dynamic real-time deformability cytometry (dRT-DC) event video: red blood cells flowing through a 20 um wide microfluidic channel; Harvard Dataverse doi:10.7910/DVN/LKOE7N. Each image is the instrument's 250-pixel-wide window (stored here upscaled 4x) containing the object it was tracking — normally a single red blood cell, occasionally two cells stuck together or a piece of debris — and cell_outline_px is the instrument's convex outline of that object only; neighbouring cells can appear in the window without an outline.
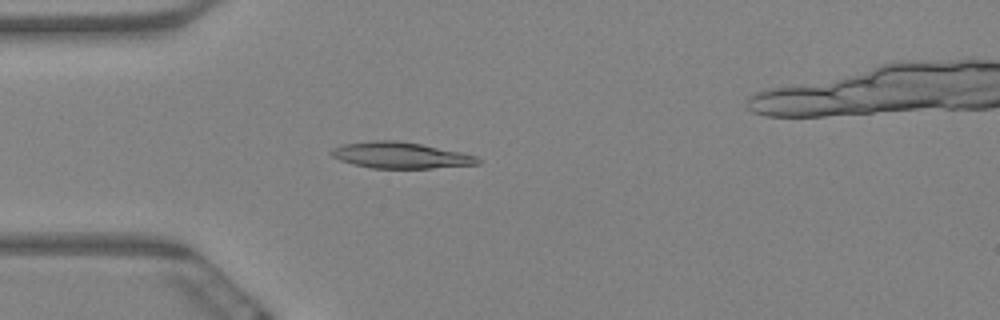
{"species": "Egyptian fruit bat (a non-hibernating species)", "species_latin": "Rousettus aegyptiacus", "temperature_condition": "warm", "stored_images_in_passage": 6, "camera_frame_rate_fps": 3000, "um_per_image_px": 0.085, "animal": {"sex": "female"}, "frame": {"image": 1, "passage_image": 1, "time_ms": 0.0, "image_size_px": [1000, 320], "cell_outline_px": [[480, 164], [432, 168], [372, 168], [352, 164], [340, 160], [332, 156], [328, 152], [332, 148], [344, 144], [376, 140], [392, 140], [420, 144], [460, 152], [476, 156], [480, 160]], "centroid_in_image_um": [34.01, 13.2], "position_along_channel_um": 51.0, "area_um2": 22.14}}
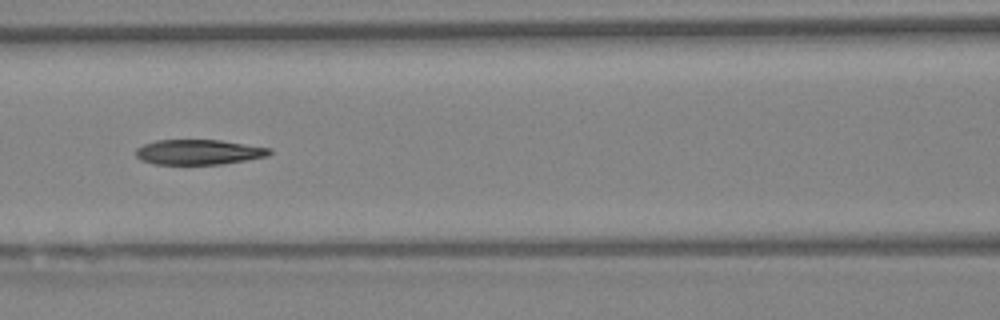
{"frame": {"image": 2, "passage_image": 4, "time_ms": 1.0, "image_size_px": [1000, 320], "cell_outline_px": [[272, 152], [268, 156], [220, 164], [152, 164], [140, 160], [136, 156], [136, 148], [144, 144], [156, 140], [220, 140], [272, 148]], "centroid_in_image_um": [16.87, 12.92], "position_along_channel_um": 149.7, "area_um2": 19.54}}
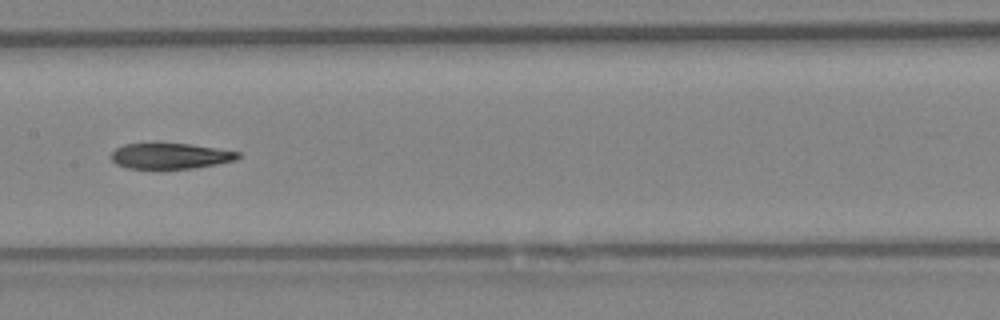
{"frame": {"image": 3, "passage_image": 5, "time_ms": 1.333, "image_size_px": [1000, 320], "cell_outline_px": [[240, 156], [236, 160], [216, 164], [192, 168], [128, 168], [116, 164], [112, 160], [112, 152], [116, 148], [124, 144], [156, 140], [192, 144], [240, 152]], "centroid_in_image_um": [14.44, 13.2], "position_along_channel_um": 193.0, "area_um2": 19.65}}